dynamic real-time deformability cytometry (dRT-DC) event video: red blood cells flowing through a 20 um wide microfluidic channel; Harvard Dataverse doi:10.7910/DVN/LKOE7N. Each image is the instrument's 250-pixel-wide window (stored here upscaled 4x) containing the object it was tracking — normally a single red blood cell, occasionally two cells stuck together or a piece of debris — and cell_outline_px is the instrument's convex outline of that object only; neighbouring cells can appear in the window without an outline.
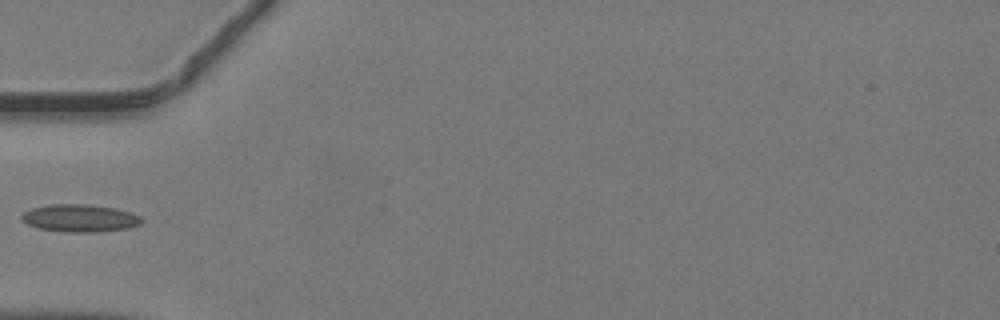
{"species": "common noctule bat (a hibernating species)", "species_latin": "Nyctalus noctula", "temperature_condition": "warm", "stored_images_in_passage": 16, "camera_frame_rate_fps": 3000, "um_per_image_px": 0.085, "animal": {"sex": "male", "body_mass_g": 19.2, "forearm_length_mm": 51.8}, "frame": {"image": 1, "passage_image": 1, "time_ms": 0.0, "image_size_px": [1000, 320], "cell_outline_px": [[144, 220], [140, 224], [128, 228], [92, 232], [64, 232], [36, 228], [20, 220], [20, 216], [24, 212], [32, 208], [48, 204], [84, 204], [116, 208], [132, 212], [140, 216]], "centroid_in_image_um": [6.77, 18.54], "position_along_channel_um": 78.2, "area_um2": 19.42}}
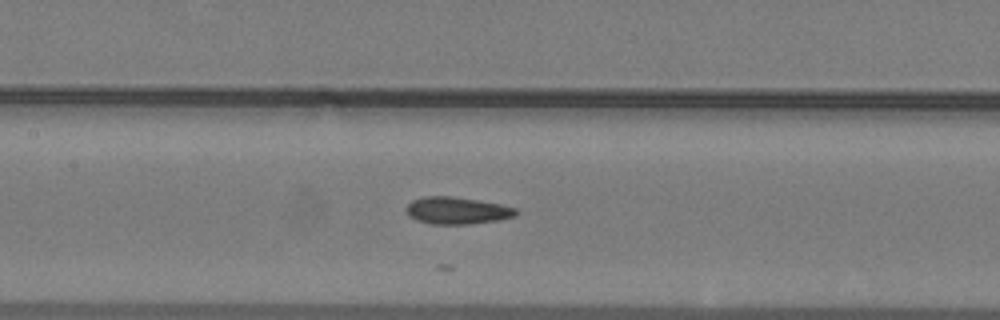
{"frame": {"image": 2, "passage_image": 7, "time_ms": 2.0, "image_size_px": [1000, 320], "cell_outline_px": [[516, 216], [496, 220], [468, 224], [432, 224], [416, 220], [408, 216], [404, 208], [412, 200], [424, 196], [452, 196], [500, 204], [516, 208]], "centroid_in_image_um": [38.78, 17.89], "position_along_channel_um": 168.6, "area_um2": 17.28}}
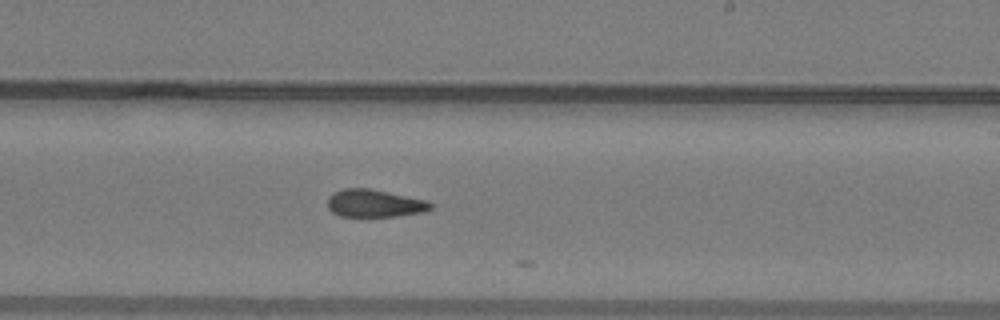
{"frame": {"image": 3, "passage_image": 13, "time_ms": 4.0, "image_size_px": [1000, 320], "cell_outline_px": [[432, 208], [424, 212], [396, 216], [340, 216], [332, 212], [328, 208], [328, 196], [332, 192], [344, 188], [368, 188], [428, 200], [432, 204]], "centroid_in_image_um": [31.82, 17.28], "position_along_channel_um": 257.2, "area_um2": 16.65}}